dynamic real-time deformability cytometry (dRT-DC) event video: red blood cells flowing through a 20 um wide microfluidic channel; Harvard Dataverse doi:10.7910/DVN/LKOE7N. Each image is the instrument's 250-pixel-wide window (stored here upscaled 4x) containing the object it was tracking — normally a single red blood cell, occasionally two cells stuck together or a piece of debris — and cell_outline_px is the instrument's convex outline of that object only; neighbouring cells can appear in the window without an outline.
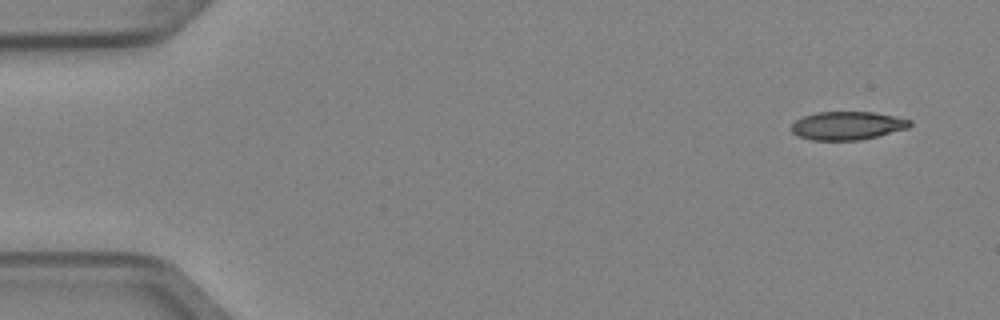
{"species": "Egyptian fruit bat (a non-hibernating species)", "species_latin": "Rousettus aegyptiacus", "temperature_condition": "cold", "stored_images_in_passage": 5, "camera_frame_rate_fps": 3000, "um_per_image_px": 0.085, "animal": {"sex": "female"}, "frame": {"image": 1, "passage_image": 1, "time_ms": 0.0, "image_size_px": [1000, 320], "cell_outline_px": [[912, 124], [908, 128], [860, 140], [812, 140], [796, 136], [792, 132], [792, 124], [796, 120], [804, 116], [816, 112], [872, 112], [896, 116], [912, 120]], "centroid_in_image_um": [72.02, 10.68], "position_along_channel_um": 13.0, "area_um2": 19.54}}